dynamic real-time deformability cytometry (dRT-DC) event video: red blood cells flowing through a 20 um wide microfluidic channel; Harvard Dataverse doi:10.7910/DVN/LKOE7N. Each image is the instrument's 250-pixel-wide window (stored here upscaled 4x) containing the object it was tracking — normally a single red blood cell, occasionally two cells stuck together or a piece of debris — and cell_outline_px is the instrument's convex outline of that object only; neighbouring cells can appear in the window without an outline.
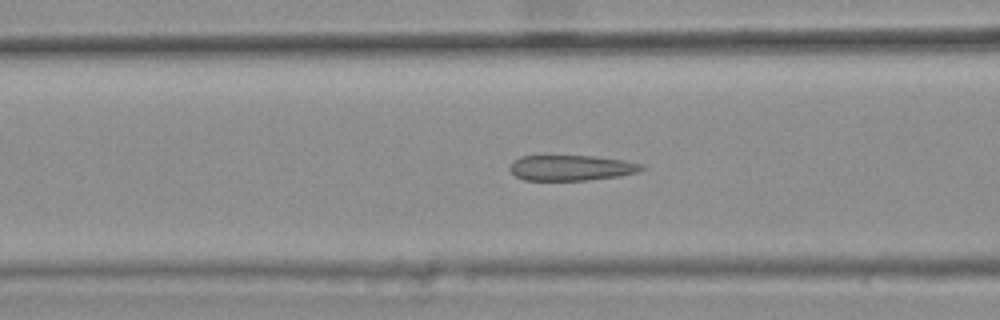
{"species": "common noctule bat (a hibernating species)", "species_latin": "Nyctalus noctula", "temperature_condition": "warm", "stored_images_in_passage": 46, "camera_frame_rate_fps": 3000, "um_per_image_px": 0.085, "animal": {"sex": "female", "body_mass_g": 25.1}, "frame": {"image": 1, "passage_image": 20, "time_ms": 6.333, "image_size_px": [1000, 320], "cell_outline_px": [[644, 168], [636, 172], [616, 176], [588, 180], [524, 180], [516, 176], [508, 168], [508, 164], [512, 160], [520, 156], [592, 156], [624, 160], [644, 164]], "centroid_in_image_um": [48.49, 14.26], "position_along_channel_um": 118.1, "area_um2": 19.54}}
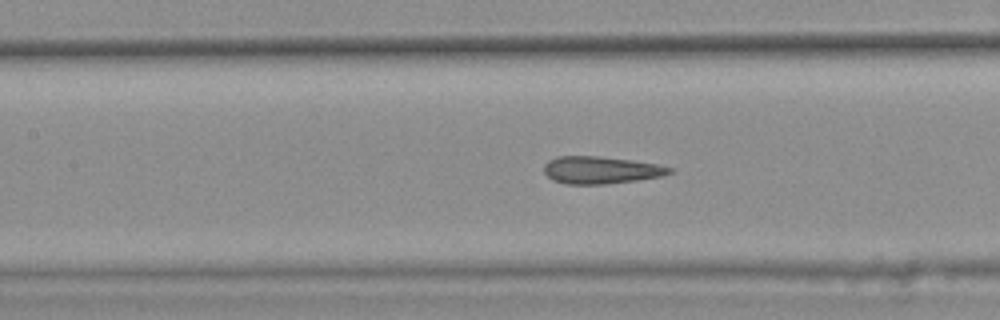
{"frame": {"image": 2, "passage_image": 23, "time_ms": 7.333, "image_size_px": [1000, 320], "cell_outline_px": [[672, 172], [660, 176], [636, 180], [604, 184], [564, 184], [552, 180], [544, 172], [544, 164], [548, 160], [556, 156], [600, 156], [632, 160], [656, 164], [672, 168]], "centroid_in_image_um": [51.01, 14.45], "position_along_channel_um": 156.4, "area_um2": 19.94}}
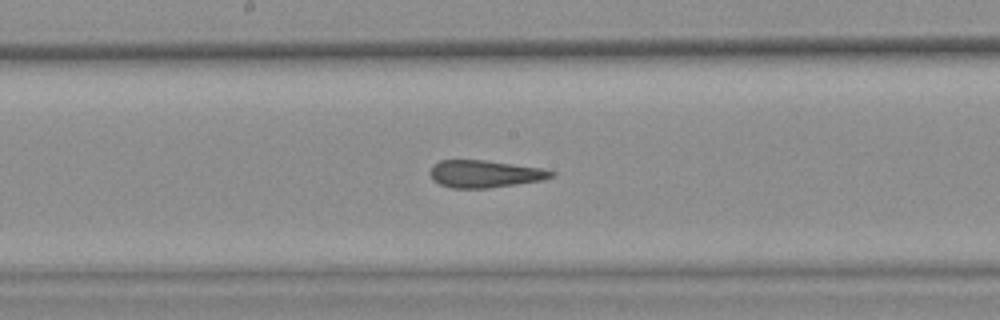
{"frame": {"image": 3, "passage_image": 27, "time_ms": 8.667, "image_size_px": [1000, 320], "cell_outline_px": [[556, 176], [544, 180], [488, 188], [452, 188], [440, 184], [428, 172], [432, 164], [440, 160], [484, 160], [540, 168], [556, 172]], "centroid_in_image_um": [41.22, 14.78], "position_along_channel_um": 207.0, "area_um2": 19.25}, "authors_computed_cell_mechanics": {"area_um2": 20.23, "velocity_mm_per_s": 3.8147, "shape_relaxation_time_tau1_ms": null, "shape_relaxation_time_tau2_ms": 2.2102, "deformation_change_tau1": null, "deformation_change_tau2": 0.0993}}